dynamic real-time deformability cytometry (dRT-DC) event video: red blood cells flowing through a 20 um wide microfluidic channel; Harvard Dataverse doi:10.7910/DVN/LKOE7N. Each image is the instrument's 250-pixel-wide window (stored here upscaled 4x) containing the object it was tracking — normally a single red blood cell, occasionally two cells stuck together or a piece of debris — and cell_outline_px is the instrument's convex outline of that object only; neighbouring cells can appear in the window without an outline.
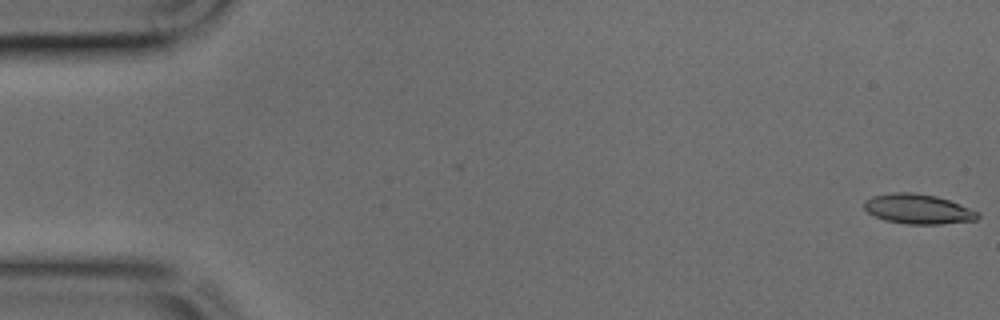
{"species": "common noctule bat (a hibernating species)", "species_latin": "Nyctalus noctula", "temperature_condition": "cold", "stored_images_in_passage": 43, "camera_frame_rate_fps": 3000, "um_per_image_px": 0.085, "animal": {"sex": "male", "body_mass_g": 17.9, "forearm_length_mm": 54.2}, "frame": {"image": 1, "passage_image": 2, "time_ms": 0.333, "image_size_px": [1000, 320], "cell_outline_px": [[980, 216], [976, 220], [940, 224], [908, 224], [884, 220], [868, 212], [864, 208], [864, 200], [872, 196], [892, 192], [912, 192], [936, 196], [948, 200], [980, 212]], "centroid_in_image_um": [78.03, 17.76], "position_along_channel_um": 7.0, "area_um2": 19.71}}
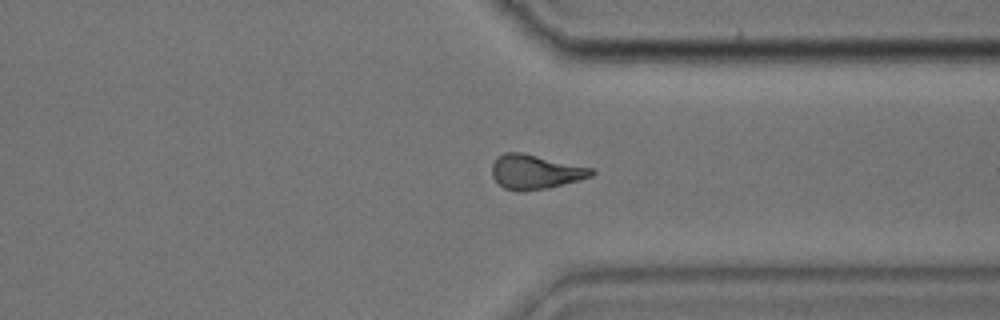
{"frame": {"image": 2, "passage_image": 35, "time_ms": 11.333, "image_size_px": [1000, 320], "cell_outline_px": [[596, 172], [592, 176], [580, 180], [548, 188], [524, 192], [520, 192], [504, 188], [492, 176], [492, 164], [504, 152], [520, 152], [592, 168]], "centroid_in_image_um": [45.51, 14.63], "position_along_channel_um": 365.9, "area_um2": 19.83}}
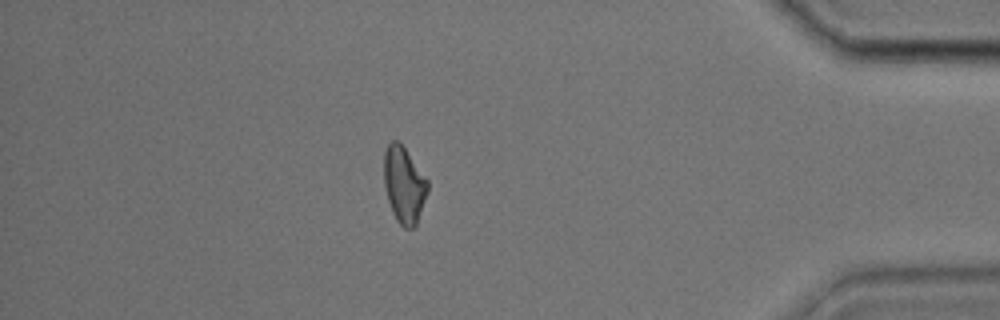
{"frame": {"image": 3, "passage_image": 40, "time_ms": 13.0, "image_size_px": [1000, 320], "cell_outline_px": [[428, 192], [416, 228], [404, 228], [396, 220], [392, 212], [388, 200], [384, 184], [384, 152], [388, 144], [392, 140], [396, 140], [404, 148], [428, 180]], "centroid_in_image_um": [34.35, 15.76], "position_along_channel_um": 400.9, "area_um2": 19.48}}